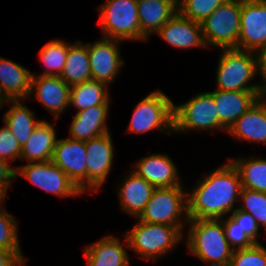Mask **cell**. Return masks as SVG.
Listing matches in <instances>:
<instances>
[{
    "label": "cell",
    "instance_id": "40",
    "mask_svg": "<svg viewBox=\"0 0 266 266\" xmlns=\"http://www.w3.org/2000/svg\"><path fill=\"white\" fill-rule=\"evenodd\" d=\"M256 53L258 74L262 80L266 78V44H264Z\"/></svg>",
    "mask_w": 266,
    "mask_h": 266
},
{
    "label": "cell",
    "instance_id": "32",
    "mask_svg": "<svg viewBox=\"0 0 266 266\" xmlns=\"http://www.w3.org/2000/svg\"><path fill=\"white\" fill-rule=\"evenodd\" d=\"M227 0H183L178 10L184 17L202 23L215 9Z\"/></svg>",
    "mask_w": 266,
    "mask_h": 266
},
{
    "label": "cell",
    "instance_id": "38",
    "mask_svg": "<svg viewBox=\"0 0 266 266\" xmlns=\"http://www.w3.org/2000/svg\"><path fill=\"white\" fill-rule=\"evenodd\" d=\"M21 251L0 249V266H26L28 258H24Z\"/></svg>",
    "mask_w": 266,
    "mask_h": 266
},
{
    "label": "cell",
    "instance_id": "16",
    "mask_svg": "<svg viewBox=\"0 0 266 266\" xmlns=\"http://www.w3.org/2000/svg\"><path fill=\"white\" fill-rule=\"evenodd\" d=\"M135 164L133 171L155 188L182 186L175 163L165 154H151Z\"/></svg>",
    "mask_w": 266,
    "mask_h": 266
},
{
    "label": "cell",
    "instance_id": "43",
    "mask_svg": "<svg viewBox=\"0 0 266 266\" xmlns=\"http://www.w3.org/2000/svg\"><path fill=\"white\" fill-rule=\"evenodd\" d=\"M262 84V91H261V98L265 101L266 103V78L263 79V83Z\"/></svg>",
    "mask_w": 266,
    "mask_h": 266
},
{
    "label": "cell",
    "instance_id": "9",
    "mask_svg": "<svg viewBox=\"0 0 266 266\" xmlns=\"http://www.w3.org/2000/svg\"><path fill=\"white\" fill-rule=\"evenodd\" d=\"M173 105L162 91L151 92L135 107L127 131L145 133L156 129L173 133Z\"/></svg>",
    "mask_w": 266,
    "mask_h": 266
},
{
    "label": "cell",
    "instance_id": "3",
    "mask_svg": "<svg viewBox=\"0 0 266 266\" xmlns=\"http://www.w3.org/2000/svg\"><path fill=\"white\" fill-rule=\"evenodd\" d=\"M258 72L255 52L237 48L222 49L216 74V89L223 91H262V84H249Z\"/></svg>",
    "mask_w": 266,
    "mask_h": 266
},
{
    "label": "cell",
    "instance_id": "26",
    "mask_svg": "<svg viewBox=\"0 0 266 266\" xmlns=\"http://www.w3.org/2000/svg\"><path fill=\"white\" fill-rule=\"evenodd\" d=\"M59 77L70 86L92 79L88 43L83 44L78 40L75 44H70L65 66Z\"/></svg>",
    "mask_w": 266,
    "mask_h": 266
},
{
    "label": "cell",
    "instance_id": "20",
    "mask_svg": "<svg viewBox=\"0 0 266 266\" xmlns=\"http://www.w3.org/2000/svg\"><path fill=\"white\" fill-rule=\"evenodd\" d=\"M122 184L117 191L121 210L138 218L156 188L133 170L127 174Z\"/></svg>",
    "mask_w": 266,
    "mask_h": 266
},
{
    "label": "cell",
    "instance_id": "25",
    "mask_svg": "<svg viewBox=\"0 0 266 266\" xmlns=\"http://www.w3.org/2000/svg\"><path fill=\"white\" fill-rule=\"evenodd\" d=\"M141 32L149 38L157 33L178 11L163 0H137Z\"/></svg>",
    "mask_w": 266,
    "mask_h": 266
},
{
    "label": "cell",
    "instance_id": "2",
    "mask_svg": "<svg viewBox=\"0 0 266 266\" xmlns=\"http://www.w3.org/2000/svg\"><path fill=\"white\" fill-rule=\"evenodd\" d=\"M187 247L189 252L209 266H229L233 248L225 237L221 219H191Z\"/></svg>",
    "mask_w": 266,
    "mask_h": 266
},
{
    "label": "cell",
    "instance_id": "12",
    "mask_svg": "<svg viewBox=\"0 0 266 266\" xmlns=\"http://www.w3.org/2000/svg\"><path fill=\"white\" fill-rule=\"evenodd\" d=\"M266 44V0H241L237 49L257 52Z\"/></svg>",
    "mask_w": 266,
    "mask_h": 266
},
{
    "label": "cell",
    "instance_id": "17",
    "mask_svg": "<svg viewBox=\"0 0 266 266\" xmlns=\"http://www.w3.org/2000/svg\"><path fill=\"white\" fill-rule=\"evenodd\" d=\"M157 33L175 48L207 47L201 24L184 17L179 11Z\"/></svg>",
    "mask_w": 266,
    "mask_h": 266
},
{
    "label": "cell",
    "instance_id": "35",
    "mask_svg": "<svg viewBox=\"0 0 266 266\" xmlns=\"http://www.w3.org/2000/svg\"><path fill=\"white\" fill-rule=\"evenodd\" d=\"M221 220L223 222L225 237L233 250L249 248L256 244L247 234H245V232H243L242 228L231 216L228 219L221 218Z\"/></svg>",
    "mask_w": 266,
    "mask_h": 266
},
{
    "label": "cell",
    "instance_id": "18",
    "mask_svg": "<svg viewBox=\"0 0 266 266\" xmlns=\"http://www.w3.org/2000/svg\"><path fill=\"white\" fill-rule=\"evenodd\" d=\"M216 103L220 123L229 130L232 125L260 98L261 91L210 92Z\"/></svg>",
    "mask_w": 266,
    "mask_h": 266
},
{
    "label": "cell",
    "instance_id": "21",
    "mask_svg": "<svg viewBox=\"0 0 266 266\" xmlns=\"http://www.w3.org/2000/svg\"><path fill=\"white\" fill-rule=\"evenodd\" d=\"M109 107V104H102L78 111L70 126L71 139L85 142L110 132L106 122Z\"/></svg>",
    "mask_w": 266,
    "mask_h": 266
},
{
    "label": "cell",
    "instance_id": "27",
    "mask_svg": "<svg viewBox=\"0 0 266 266\" xmlns=\"http://www.w3.org/2000/svg\"><path fill=\"white\" fill-rule=\"evenodd\" d=\"M20 100H6L11 105L4 114V122L12 134L16 137L21 147L26 144L33 130L41 120L35 118V113L22 105ZM12 103V104H11Z\"/></svg>",
    "mask_w": 266,
    "mask_h": 266
},
{
    "label": "cell",
    "instance_id": "4",
    "mask_svg": "<svg viewBox=\"0 0 266 266\" xmlns=\"http://www.w3.org/2000/svg\"><path fill=\"white\" fill-rule=\"evenodd\" d=\"M183 235L175 226L138 220V223L126 233L124 245L138 253L142 259L157 260L165 253L171 252Z\"/></svg>",
    "mask_w": 266,
    "mask_h": 266
},
{
    "label": "cell",
    "instance_id": "42",
    "mask_svg": "<svg viewBox=\"0 0 266 266\" xmlns=\"http://www.w3.org/2000/svg\"><path fill=\"white\" fill-rule=\"evenodd\" d=\"M7 189L4 186L0 185V208L2 207L3 199L7 195Z\"/></svg>",
    "mask_w": 266,
    "mask_h": 266
},
{
    "label": "cell",
    "instance_id": "22",
    "mask_svg": "<svg viewBox=\"0 0 266 266\" xmlns=\"http://www.w3.org/2000/svg\"><path fill=\"white\" fill-rule=\"evenodd\" d=\"M228 133L250 142L266 143V103L260 97L228 130Z\"/></svg>",
    "mask_w": 266,
    "mask_h": 266
},
{
    "label": "cell",
    "instance_id": "44",
    "mask_svg": "<svg viewBox=\"0 0 266 266\" xmlns=\"http://www.w3.org/2000/svg\"><path fill=\"white\" fill-rule=\"evenodd\" d=\"M3 103H5V102H4V100L0 97V109H1V107H3Z\"/></svg>",
    "mask_w": 266,
    "mask_h": 266
},
{
    "label": "cell",
    "instance_id": "13",
    "mask_svg": "<svg viewBox=\"0 0 266 266\" xmlns=\"http://www.w3.org/2000/svg\"><path fill=\"white\" fill-rule=\"evenodd\" d=\"M120 40L105 38L88 43L91 76L107 86L112 83L125 64L119 52Z\"/></svg>",
    "mask_w": 266,
    "mask_h": 266
},
{
    "label": "cell",
    "instance_id": "15",
    "mask_svg": "<svg viewBox=\"0 0 266 266\" xmlns=\"http://www.w3.org/2000/svg\"><path fill=\"white\" fill-rule=\"evenodd\" d=\"M35 88V89H34ZM71 86L66 84L59 76H41L32 75L31 94L34 91V97L49 112L58 119L61 113L69 107Z\"/></svg>",
    "mask_w": 266,
    "mask_h": 266
},
{
    "label": "cell",
    "instance_id": "36",
    "mask_svg": "<svg viewBox=\"0 0 266 266\" xmlns=\"http://www.w3.org/2000/svg\"><path fill=\"white\" fill-rule=\"evenodd\" d=\"M22 147L16 137L4 125L0 129V158L6 161H15L18 157L21 159Z\"/></svg>",
    "mask_w": 266,
    "mask_h": 266
},
{
    "label": "cell",
    "instance_id": "8",
    "mask_svg": "<svg viewBox=\"0 0 266 266\" xmlns=\"http://www.w3.org/2000/svg\"><path fill=\"white\" fill-rule=\"evenodd\" d=\"M228 130L220 123L219 115L210 92L195 95L183 104L173 105V132L189 130Z\"/></svg>",
    "mask_w": 266,
    "mask_h": 266
},
{
    "label": "cell",
    "instance_id": "1",
    "mask_svg": "<svg viewBox=\"0 0 266 266\" xmlns=\"http://www.w3.org/2000/svg\"><path fill=\"white\" fill-rule=\"evenodd\" d=\"M242 183L237 169L229 161L202 177L187 193L188 217L191 219H221L232 213L240 198Z\"/></svg>",
    "mask_w": 266,
    "mask_h": 266
},
{
    "label": "cell",
    "instance_id": "33",
    "mask_svg": "<svg viewBox=\"0 0 266 266\" xmlns=\"http://www.w3.org/2000/svg\"><path fill=\"white\" fill-rule=\"evenodd\" d=\"M17 222L6 209L0 208V249L21 250Z\"/></svg>",
    "mask_w": 266,
    "mask_h": 266
},
{
    "label": "cell",
    "instance_id": "30",
    "mask_svg": "<svg viewBox=\"0 0 266 266\" xmlns=\"http://www.w3.org/2000/svg\"><path fill=\"white\" fill-rule=\"evenodd\" d=\"M70 43L61 40L47 42L40 50L39 59L43 62L45 71L41 76H60L65 66Z\"/></svg>",
    "mask_w": 266,
    "mask_h": 266
},
{
    "label": "cell",
    "instance_id": "28",
    "mask_svg": "<svg viewBox=\"0 0 266 266\" xmlns=\"http://www.w3.org/2000/svg\"><path fill=\"white\" fill-rule=\"evenodd\" d=\"M77 111L102 104H110L108 87L97 80H88L71 86L69 105Z\"/></svg>",
    "mask_w": 266,
    "mask_h": 266
},
{
    "label": "cell",
    "instance_id": "19",
    "mask_svg": "<svg viewBox=\"0 0 266 266\" xmlns=\"http://www.w3.org/2000/svg\"><path fill=\"white\" fill-rule=\"evenodd\" d=\"M32 75L16 62L0 57V97L4 101L30 98Z\"/></svg>",
    "mask_w": 266,
    "mask_h": 266
},
{
    "label": "cell",
    "instance_id": "24",
    "mask_svg": "<svg viewBox=\"0 0 266 266\" xmlns=\"http://www.w3.org/2000/svg\"><path fill=\"white\" fill-rule=\"evenodd\" d=\"M53 126L42 120L33 130L26 144L22 146L21 160L28 162L51 161L57 142Z\"/></svg>",
    "mask_w": 266,
    "mask_h": 266
},
{
    "label": "cell",
    "instance_id": "29",
    "mask_svg": "<svg viewBox=\"0 0 266 266\" xmlns=\"http://www.w3.org/2000/svg\"><path fill=\"white\" fill-rule=\"evenodd\" d=\"M230 162L239 173L242 188L266 193V159L238 158Z\"/></svg>",
    "mask_w": 266,
    "mask_h": 266
},
{
    "label": "cell",
    "instance_id": "39",
    "mask_svg": "<svg viewBox=\"0 0 266 266\" xmlns=\"http://www.w3.org/2000/svg\"><path fill=\"white\" fill-rule=\"evenodd\" d=\"M16 178V167H11L9 161L0 158V185L8 190L12 180Z\"/></svg>",
    "mask_w": 266,
    "mask_h": 266
},
{
    "label": "cell",
    "instance_id": "31",
    "mask_svg": "<svg viewBox=\"0 0 266 266\" xmlns=\"http://www.w3.org/2000/svg\"><path fill=\"white\" fill-rule=\"evenodd\" d=\"M239 200L242 204L238 209L251 214L259 227L266 228V193L242 188Z\"/></svg>",
    "mask_w": 266,
    "mask_h": 266
},
{
    "label": "cell",
    "instance_id": "7",
    "mask_svg": "<svg viewBox=\"0 0 266 266\" xmlns=\"http://www.w3.org/2000/svg\"><path fill=\"white\" fill-rule=\"evenodd\" d=\"M240 25L241 0H227L201 23L206 46L212 45L220 49L236 48Z\"/></svg>",
    "mask_w": 266,
    "mask_h": 266
},
{
    "label": "cell",
    "instance_id": "41",
    "mask_svg": "<svg viewBox=\"0 0 266 266\" xmlns=\"http://www.w3.org/2000/svg\"><path fill=\"white\" fill-rule=\"evenodd\" d=\"M167 3H170L177 11L180 9V6L183 0H163Z\"/></svg>",
    "mask_w": 266,
    "mask_h": 266
},
{
    "label": "cell",
    "instance_id": "10",
    "mask_svg": "<svg viewBox=\"0 0 266 266\" xmlns=\"http://www.w3.org/2000/svg\"><path fill=\"white\" fill-rule=\"evenodd\" d=\"M23 176L33 185L59 197H75L83 193L52 161L28 162L16 167V177Z\"/></svg>",
    "mask_w": 266,
    "mask_h": 266
},
{
    "label": "cell",
    "instance_id": "6",
    "mask_svg": "<svg viewBox=\"0 0 266 266\" xmlns=\"http://www.w3.org/2000/svg\"><path fill=\"white\" fill-rule=\"evenodd\" d=\"M183 218V222L189 221L187 193L182 186H174L156 188L144 211L136 219L146 223L175 226L184 233L181 221Z\"/></svg>",
    "mask_w": 266,
    "mask_h": 266
},
{
    "label": "cell",
    "instance_id": "5",
    "mask_svg": "<svg viewBox=\"0 0 266 266\" xmlns=\"http://www.w3.org/2000/svg\"><path fill=\"white\" fill-rule=\"evenodd\" d=\"M98 11L103 37L120 41L148 39L140 29L137 0H107Z\"/></svg>",
    "mask_w": 266,
    "mask_h": 266
},
{
    "label": "cell",
    "instance_id": "14",
    "mask_svg": "<svg viewBox=\"0 0 266 266\" xmlns=\"http://www.w3.org/2000/svg\"><path fill=\"white\" fill-rule=\"evenodd\" d=\"M86 153L84 141L71 138L57 139L51 159L82 193L86 191Z\"/></svg>",
    "mask_w": 266,
    "mask_h": 266
},
{
    "label": "cell",
    "instance_id": "23",
    "mask_svg": "<svg viewBox=\"0 0 266 266\" xmlns=\"http://www.w3.org/2000/svg\"><path fill=\"white\" fill-rule=\"evenodd\" d=\"M84 251L87 266H129V254L116 236H105Z\"/></svg>",
    "mask_w": 266,
    "mask_h": 266
},
{
    "label": "cell",
    "instance_id": "34",
    "mask_svg": "<svg viewBox=\"0 0 266 266\" xmlns=\"http://www.w3.org/2000/svg\"><path fill=\"white\" fill-rule=\"evenodd\" d=\"M229 266H266V248L258 243L249 248L236 249Z\"/></svg>",
    "mask_w": 266,
    "mask_h": 266
},
{
    "label": "cell",
    "instance_id": "11",
    "mask_svg": "<svg viewBox=\"0 0 266 266\" xmlns=\"http://www.w3.org/2000/svg\"><path fill=\"white\" fill-rule=\"evenodd\" d=\"M86 190L97 191L105 183L112 169L114 148L111 132L85 141Z\"/></svg>",
    "mask_w": 266,
    "mask_h": 266
},
{
    "label": "cell",
    "instance_id": "37",
    "mask_svg": "<svg viewBox=\"0 0 266 266\" xmlns=\"http://www.w3.org/2000/svg\"><path fill=\"white\" fill-rule=\"evenodd\" d=\"M230 216L242 228L245 234H247L256 244L259 243L257 238L260 236L258 233L260 227L251 214L237 208Z\"/></svg>",
    "mask_w": 266,
    "mask_h": 266
}]
</instances>
